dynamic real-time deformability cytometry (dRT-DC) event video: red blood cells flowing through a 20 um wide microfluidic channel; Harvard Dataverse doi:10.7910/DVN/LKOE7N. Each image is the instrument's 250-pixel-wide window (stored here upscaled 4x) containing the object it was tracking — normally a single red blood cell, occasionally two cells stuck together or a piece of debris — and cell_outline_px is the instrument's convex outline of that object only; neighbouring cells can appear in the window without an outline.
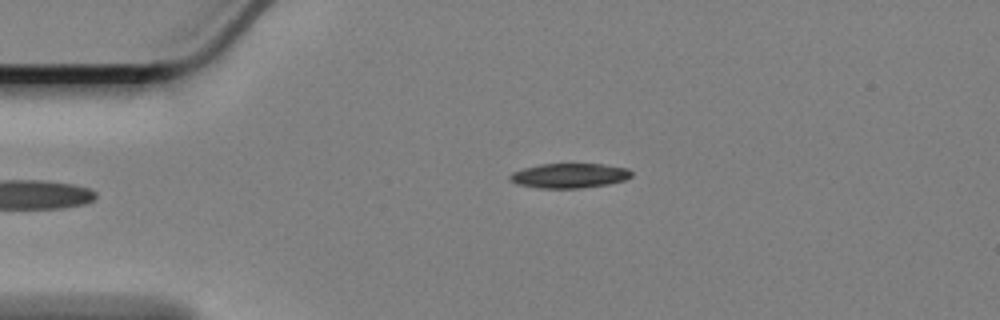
{"species": "Egyptian fruit bat (a non-hibernating species)", "species_latin": "Rousettus aegyptiacus", "temperature_condition": "cold", "stored_images_in_passage": 41, "camera_frame_rate_fps": 3000, "um_per_image_px": 0.085, "animal": {"sex": "female"}, "frame": {"image": 1, "passage_image": 1, "time_ms": 0.0, "image_size_px": [1000, 320], "cell_outline_px": [[632, 176], [624, 180], [608, 184], [580, 188], [540, 188], [516, 184], [508, 180], [508, 176], [512, 172], [524, 168], [540, 164], [600, 164], [628, 168], [632, 172]], "centroid_in_image_um": [48.36, 14.93], "position_along_channel_um": 36.6, "area_um2": 17.51}}
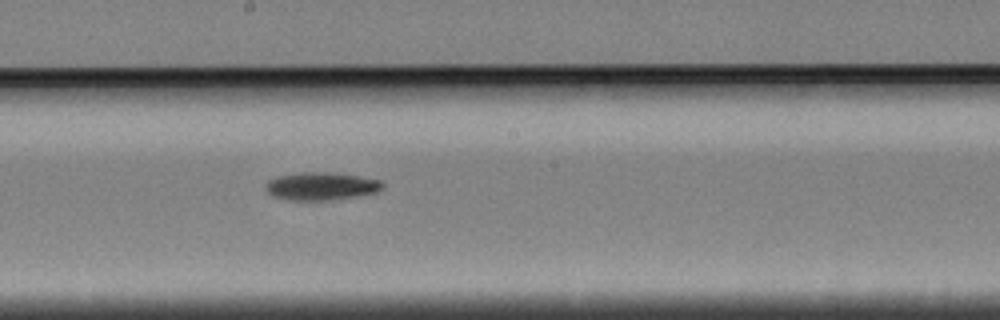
{"frame": {"image": 2, "passage_image": 20, "time_ms": 6.333, "image_size_px": [1000, 320], "cell_outline_px": [[384, 188], [376, 192], [356, 196], [332, 200], [288, 200], [272, 196], [264, 188], [264, 184], [268, 180], [276, 176], [304, 172], [324, 172], [356, 176], [380, 180], [384, 184]], "centroid_in_image_um": [27.25, 15.83], "position_along_channel_um": 220.9, "area_um2": 18.96}}
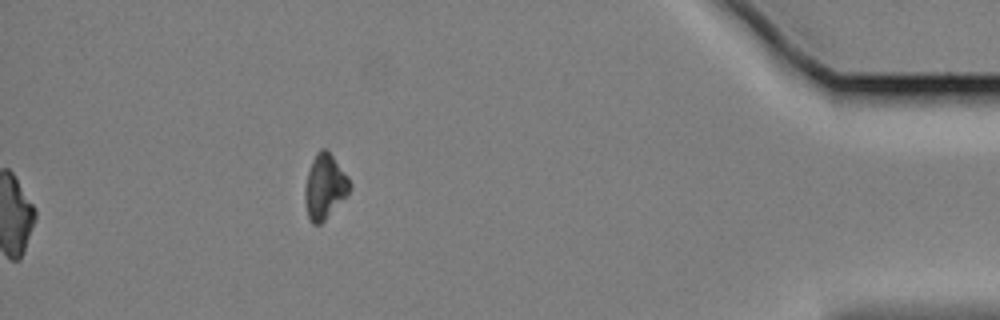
{"frame": {"image": 3, "passage_image": 41, "time_ms": 13.333, "image_size_px": [1000, 320], "cell_outline_px": [[352, 188], [324, 220], [320, 224], [312, 224], [308, 216], [304, 200], [304, 188], [308, 172], [312, 160], [316, 152], [320, 148], [324, 148], [332, 156], [348, 176], [352, 184]], "centroid_in_image_um": [27.59, 15.85], "position_along_channel_um": 407.6, "area_um2": 16.7}, "authors_computed_cell_mechanics": {"area_um2": 18.3226, "velocity_mm_per_s": 3.399, "shape_relaxation_time_tau1_ms": 4.4711, "shape_relaxation_time_tau2_ms": null, "deformation_change_tau1": 0.1099, "deformation_change_tau2": null}}